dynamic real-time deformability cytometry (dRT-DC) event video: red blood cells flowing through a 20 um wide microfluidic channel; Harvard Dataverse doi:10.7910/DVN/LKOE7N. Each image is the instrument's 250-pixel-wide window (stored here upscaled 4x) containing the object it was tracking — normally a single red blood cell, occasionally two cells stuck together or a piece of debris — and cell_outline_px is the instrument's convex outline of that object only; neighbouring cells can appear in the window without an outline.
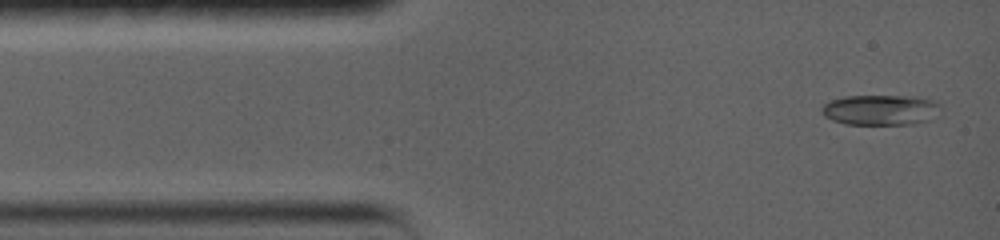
{"species": "common noctule bat (a hibernating species)", "species_latin": "Nyctalus noctula", "temperature_condition": "warm", "stored_images_in_passage": 9, "camera_frame_rate_fps": 5000, "um_per_image_px": 0.085, "animal": {"sex": "female", "body_mass_g": 19.0, "forearm_length_mm": 56.7}, "frame": {"image": 1, "passage_image": 1, "time_ms": 0.0, "image_size_px": [1000, 240], "cell_outline_px": [[944, 112], [940, 116], [932, 120], [912, 124], [844, 124], [832, 120], [824, 116], [820, 108], [828, 100], [844, 96], [916, 96], [936, 100], [944, 108]], "centroid_in_image_um": [74.96, 9.34], "position_along_channel_um": 10.0, "area_um2": 21.85}}
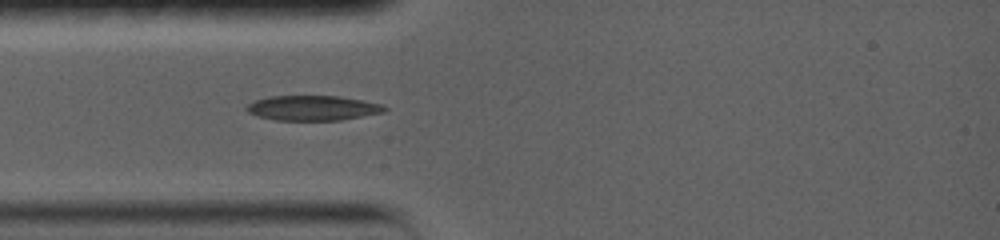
{"frame": {"image": 2, "passage_image": 7, "time_ms": 3.0, "image_size_px": [1000, 240], "cell_outline_px": [[388, 108], [384, 112], [340, 120], [276, 120], [256, 116], [248, 112], [244, 108], [248, 104], [256, 100], [268, 96], [340, 96], [384, 104]], "centroid_in_image_um": [26.58, 9.17], "position_along_channel_um": 58.4, "area_um2": 20.11}}
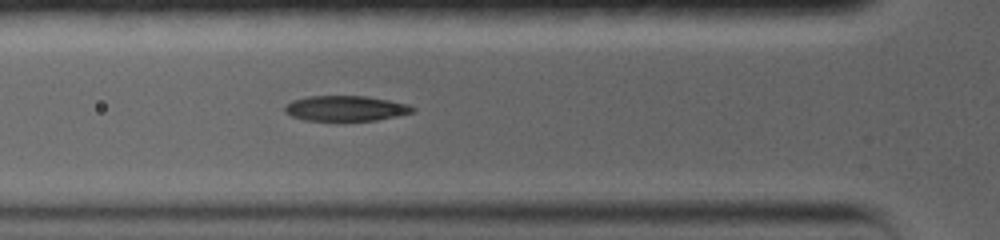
{"frame": {"image": 3, "passage_image": 8, "time_ms": 4.0, "image_size_px": [1000, 240], "cell_outline_px": [[416, 108], [412, 112], [400, 116], [376, 120], [304, 120], [292, 116], [284, 112], [284, 108], [292, 100], [308, 96], [364, 96], [388, 100], [408, 104]], "centroid_in_image_um": [29.39, 9.21], "position_along_channel_um": 96.4, "area_um2": 18.73}}